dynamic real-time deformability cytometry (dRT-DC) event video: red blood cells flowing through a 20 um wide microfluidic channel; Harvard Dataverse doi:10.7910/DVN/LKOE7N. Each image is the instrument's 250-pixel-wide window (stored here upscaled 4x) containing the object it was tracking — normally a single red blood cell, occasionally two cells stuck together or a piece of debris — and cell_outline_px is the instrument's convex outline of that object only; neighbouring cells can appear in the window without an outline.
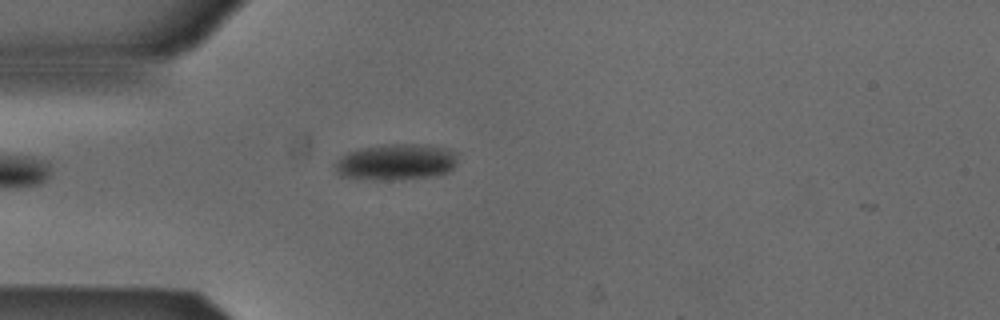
{"species": "Egyptian fruit bat (a non-hibernating species)", "species_latin": "Rousettus aegyptiacus", "temperature_condition": "cold", "stored_images_in_passage": 3, "camera_frame_rate_fps": 3000, "um_per_image_px": 0.085, "animal": {"sex": "male"}, "frame": {"image": 1, "passage_image": 2, "time_ms": 0.333, "image_size_px": [1000, 320], "cell_outline_px": [[460, 152], [456, 164], [448, 172], [436, 176], [388, 180], [380, 180], [340, 176], [336, 172], [332, 164], [340, 156], [348, 152], [360, 148], [388, 144], [412, 144], [448, 148]], "centroid_in_image_um": [33.67, 13.77], "position_along_channel_um": 51.3, "area_um2": 26.18}}